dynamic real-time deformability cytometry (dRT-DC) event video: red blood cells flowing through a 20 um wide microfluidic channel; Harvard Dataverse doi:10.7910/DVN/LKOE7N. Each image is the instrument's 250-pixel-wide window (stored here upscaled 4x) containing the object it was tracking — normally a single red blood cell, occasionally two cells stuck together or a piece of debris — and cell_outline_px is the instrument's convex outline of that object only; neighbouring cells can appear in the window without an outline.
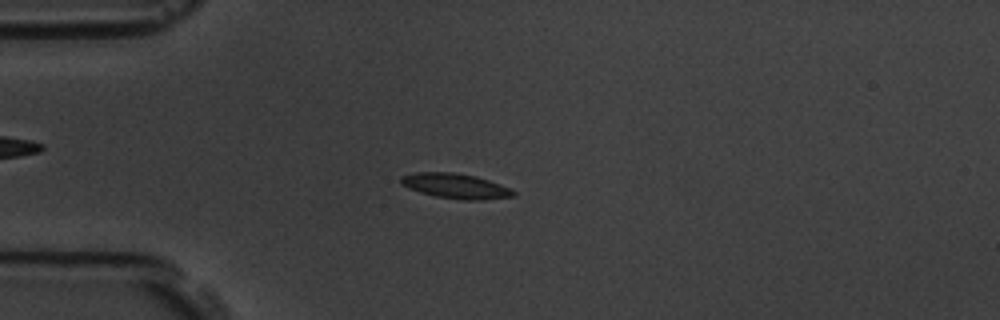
{"species": "common noctule bat (a hibernating species)", "species_latin": "Nyctalus noctula", "temperature_condition": "room temperature", "stored_images_in_passage": 57, "camera_frame_rate_fps": 3000, "um_per_image_px": 0.085, "animal": {"sex": "male", "body_mass_g": 19.5, "forearm_length_mm": 54.6}, "frame": {"image": 1, "passage_image": 15, "time_ms": 4.667, "image_size_px": [1000, 320], "cell_outline_px": [[516, 196], [480, 200], [464, 200], [436, 196], [420, 192], [408, 188], [400, 184], [400, 176], [416, 172], [452, 172], [476, 176], [512, 188], [516, 192]], "centroid_in_image_um": [38.73, 15.81], "position_along_channel_um": 46.3, "area_um2": 16.47}}
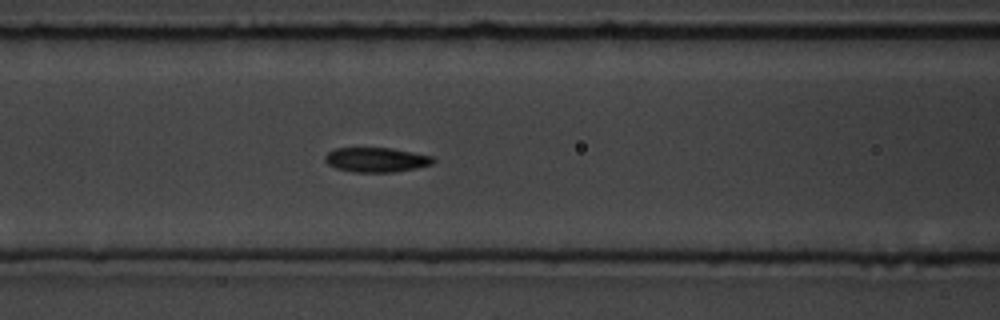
{"frame": {"image": 2, "passage_image": 24, "time_ms": 7.667, "image_size_px": [1000, 320], "cell_outline_px": [[436, 160], [432, 164], [416, 168], [392, 172], [356, 172], [336, 168], [328, 164], [324, 160], [324, 156], [328, 152], [336, 148], [392, 148], [432, 156]], "centroid_in_image_um": [31.98, 13.58], "position_along_channel_um": 134.6, "area_um2": 15.43}}
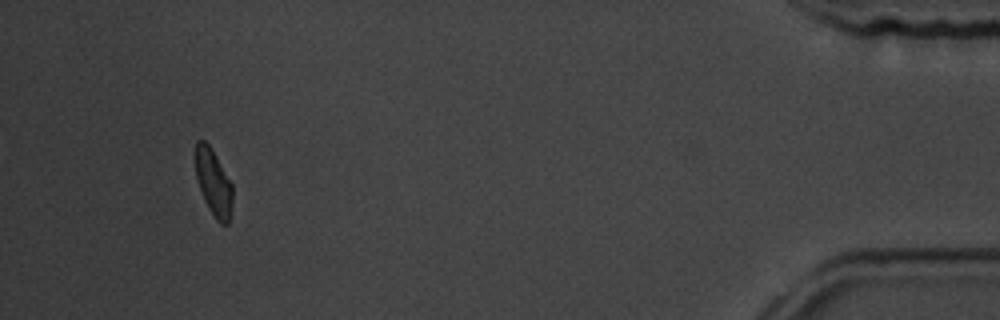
{"frame": {"image": 3, "passage_image": 54, "time_ms": 17.667, "image_size_px": [1000, 320], "cell_outline_px": [[232, 204], [228, 224], [220, 224], [216, 220], [208, 208], [204, 200], [196, 176], [196, 140], [204, 140], [208, 144], [232, 184]], "centroid_in_image_um": [18.15, 15.56], "position_along_channel_um": 417.1, "area_um2": 14.05}, "authors_computed_cell_mechanics": {"area_um2": 15.4326, "velocity_mm_per_s": 3.5445, "shape_relaxation_time_tau1_ms": 7.17, "shape_relaxation_time_tau2_ms": 2.1227, "deformation_change_tau1": 0.1507, "deformation_change_tau2": 0.0577}}